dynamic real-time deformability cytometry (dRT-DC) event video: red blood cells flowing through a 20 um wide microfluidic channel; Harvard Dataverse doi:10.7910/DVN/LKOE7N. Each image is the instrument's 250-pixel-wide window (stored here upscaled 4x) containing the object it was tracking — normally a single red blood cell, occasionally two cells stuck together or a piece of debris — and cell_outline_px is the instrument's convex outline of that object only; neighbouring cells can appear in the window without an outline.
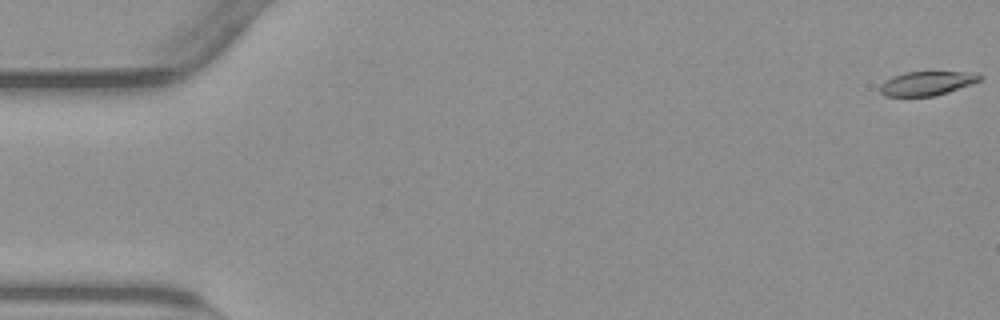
{"species": "common noctule bat (a hibernating species)", "species_latin": "Nyctalus noctula", "temperature_condition": "warm", "stored_images_in_passage": 56, "camera_frame_rate_fps": 3000, "um_per_image_px": 0.085, "animal": {"sex": "male", "body_mass_g": 23.1, "forearm_length_mm": 52.7}, "frame": {"image": 1, "passage_image": 1, "time_ms": 0.0, "image_size_px": [1000, 320], "cell_outline_px": [[984, 76], [980, 80], [972, 84], [948, 92], [932, 96], [884, 96], [880, 92], [880, 84], [884, 80], [892, 76], [904, 72], [976, 72]], "centroid_in_image_um": [78.78, 7.07], "position_along_channel_um": 6.2, "area_um2": 14.1}}
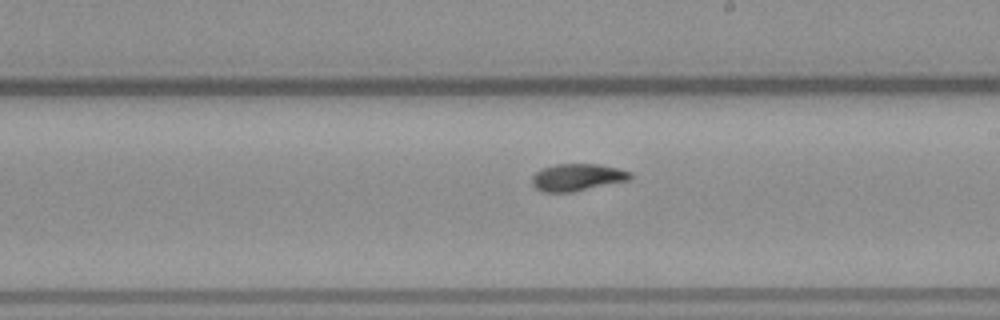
{"frame": {"image": 2, "passage_image": 32, "time_ms": 10.333, "image_size_px": [1000, 320], "cell_outline_px": [[632, 180], [572, 192], [544, 192], [536, 188], [532, 184], [532, 176], [540, 168], [556, 164], [600, 164], [632, 172]], "centroid_in_image_um": [49.09, 15.07], "position_along_channel_um": 239.9, "area_um2": 15.72}}
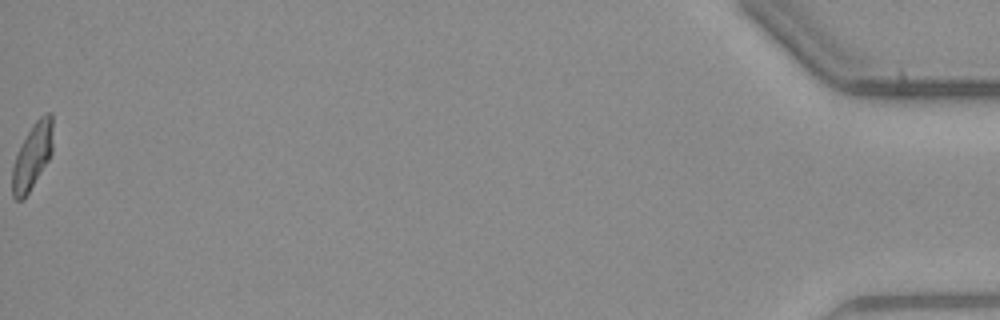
{"frame": {"image": 3, "passage_image": 56, "time_ms": 18.333, "image_size_px": [1000, 320], "cell_outline_px": [[52, 152], [48, 160], [24, 200], [16, 200], [12, 196], [12, 168], [16, 156], [32, 124], [44, 112], [52, 112]], "centroid_in_image_um": [2.75, 13.28], "position_along_channel_um": 432.5, "area_um2": 15.43}, "authors_computed_cell_mechanics": {"area_um2": 15.606, "velocity_mm_per_s": 3.7751, "shape_relaxation_time_tau1_ms": 7.8863, "shape_relaxation_time_tau2_ms": 2.6009, "deformation_change_tau1": 0.2156, "deformation_change_tau2": 0.0804}}